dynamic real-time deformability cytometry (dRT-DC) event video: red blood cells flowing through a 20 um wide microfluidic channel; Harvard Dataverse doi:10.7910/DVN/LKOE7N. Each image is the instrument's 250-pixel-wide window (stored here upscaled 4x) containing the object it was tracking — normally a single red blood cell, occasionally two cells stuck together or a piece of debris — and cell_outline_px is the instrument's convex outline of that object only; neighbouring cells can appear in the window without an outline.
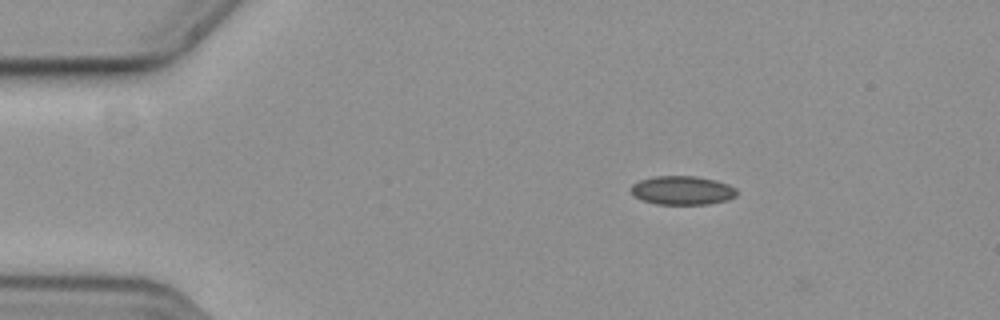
{"species": "common noctule bat (a hibernating species)", "species_latin": "Nyctalus noctula", "temperature_condition": "cold", "stored_images_in_passage": 5, "camera_frame_rate_fps": 3000, "um_per_image_px": 0.085, "animal": {"sex": "female", "body_mass_g": 19.3, "forearm_length_mm": 54.1}, "frame": {"image": 1, "passage_image": 4, "time_ms": 1.0, "image_size_px": [1000, 320], "cell_outline_px": [[736, 196], [728, 200], [708, 204], [656, 204], [640, 200], [632, 196], [632, 184], [640, 180], [656, 176], [696, 176], [716, 180], [728, 184], [736, 188]], "centroid_in_image_um": [57.99, 16.18], "position_along_channel_um": 27.0, "area_um2": 17.86}}